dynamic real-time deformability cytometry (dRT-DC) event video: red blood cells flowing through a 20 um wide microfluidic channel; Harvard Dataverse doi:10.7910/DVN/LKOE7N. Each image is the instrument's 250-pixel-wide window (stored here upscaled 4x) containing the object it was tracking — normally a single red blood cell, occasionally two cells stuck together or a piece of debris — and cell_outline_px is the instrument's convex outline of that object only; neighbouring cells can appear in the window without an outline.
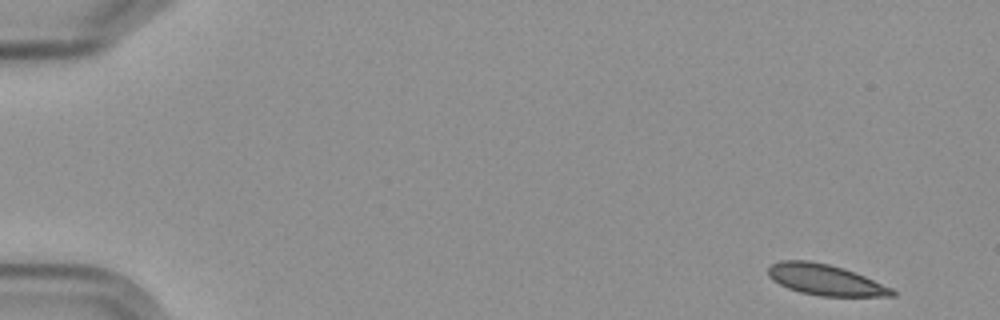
{"species": "Egyptian fruit bat (a non-hibernating species)", "species_latin": "Rousettus aegyptiacus", "temperature_condition": "cold", "stored_images_in_passage": 3, "camera_frame_rate_fps": 3000, "um_per_image_px": 0.085, "frame": {"image": 1, "passage_image": 1, "time_ms": 0.0, "image_size_px": [1000, 320], "cell_outline_px": [[896, 296], [820, 296], [800, 292], [788, 288], [772, 280], [768, 276], [768, 268], [772, 264], [780, 260], [808, 260], [828, 264], [844, 268], [864, 276], [892, 288], [896, 292]], "centroid_in_image_um": [70.13, 23.78], "position_along_channel_um": 14.9, "area_um2": 22.25}}